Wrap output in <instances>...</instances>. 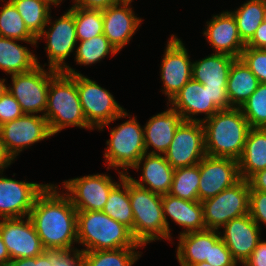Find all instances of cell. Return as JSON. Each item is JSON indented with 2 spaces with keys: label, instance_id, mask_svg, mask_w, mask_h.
<instances>
[{
  "label": "cell",
  "instance_id": "obj_53",
  "mask_svg": "<svg viewBox=\"0 0 266 266\" xmlns=\"http://www.w3.org/2000/svg\"><path fill=\"white\" fill-rule=\"evenodd\" d=\"M189 266H213L210 263L207 262H202V263H198V264H194V265H189Z\"/></svg>",
  "mask_w": 266,
  "mask_h": 266
},
{
  "label": "cell",
  "instance_id": "obj_39",
  "mask_svg": "<svg viewBox=\"0 0 266 266\" xmlns=\"http://www.w3.org/2000/svg\"><path fill=\"white\" fill-rule=\"evenodd\" d=\"M260 83H266V50L245 47L240 57Z\"/></svg>",
  "mask_w": 266,
  "mask_h": 266
},
{
  "label": "cell",
  "instance_id": "obj_11",
  "mask_svg": "<svg viewBox=\"0 0 266 266\" xmlns=\"http://www.w3.org/2000/svg\"><path fill=\"white\" fill-rule=\"evenodd\" d=\"M206 155L202 123L185 120L177 127L173 140L164 154L174 169L196 165Z\"/></svg>",
  "mask_w": 266,
  "mask_h": 266
},
{
  "label": "cell",
  "instance_id": "obj_40",
  "mask_svg": "<svg viewBox=\"0 0 266 266\" xmlns=\"http://www.w3.org/2000/svg\"><path fill=\"white\" fill-rule=\"evenodd\" d=\"M23 114L20 104L7 90L0 98V126L21 117Z\"/></svg>",
  "mask_w": 266,
  "mask_h": 266
},
{
  "label": "cell",
  "instance_id": "obj_46",
  "mask_svg": "<svg viewBox=\"0 0 266 266\" xmlns=\"http://www.w3.org/2000/svg\"><path fill=\"white\" fill-rule=\"evenodd\" d=\"M243 266H266V241H259Z\"/></svg>",
  "mask_w": 266,
  "mask_h": 266
},
{
  "label": "cell",
  "instance_id": "obj_17",
  "mask_svg": "<svg viewBox=\"0 0 266 266\" xmlns=\"http://www.w3.org/2000/svg\"><path fill=\"white\" fill-rule=\"evenodd\" d=\"M0 175V218L29 216L36 197L48 184L16 181Z\"/></svg>",
  "mask_w": 266,
  "mask_h": 266
},
{
  "label": "cell",
  "instance_id": "obj_49",
  "mask_svg": "<svg viewBox=\"0 0 266 266\" xmlns=\"http://www.w3.org/2000/svg\"><path fill=\"white\" fill-rule=\"evenodd\" d=\"M250 190L266 192V169L260 170L248 179Z\"/></svg>",
  "mask_w": 266,
  "mask_h": 266
},
{
  "label": "cell",
  "instance_id": "obj_23",
  "mask_svg": "<svg viewBox=\"0 0 266 266\" xmlns=\"http://www.w3.org/2000/svg\"><path fill=\"white\" fill-rule=\"evenodd\" d=\"M140 165H142L143 169L140 168ZM139 168L142 171L140 180H135L127 175L132 182L161 196L169 193L173 181L174 168L167 162L164 155L145 153L134 167L137 171Z\"/></svg>",
  "mask_w": 266,
  "mask_h": 266
},
{
  "label": "cell",
  "instance_id": "obj_18",
  "mask_svg": "<svg viewBox=\"0 0 266 266\" xmlns=\"http://www.w3.org/2000/svg\"><path fill=\"white\" fill-rule=\"evenodd\" d=\"M221 239L238 263L249 259L253 250L261 240V228L252 220L250 214L228 221L224 226Z\"/></svg>",
  "mask_w": 266,
  "mask_h": 266
},
{
  "label": "cell",
  "instance_id": "obj_42",
  "mask_svg": "<svg viewBox=\"0 0 266 266\" xmlns=\"http://www.w3.org/2000/svg\"><path fill=\"white\" fill-rule=\"evenodd\" d=\"M205 262L213 266H236L237 262L231 252L220 238L214 245H210L209 260Z\"/></svg>",
  "mask_w": 266,
  "mask_h": 266
},
{
  "label": "cell",
  "instance_id": "obj_45",
  "mask_svg": "<svg viewBox=\"0 0 266 266\" xmlns=\"http://www.w3.org/2000/svg\"><path fill=\"white\" fill-rule=\"evenodd\" d=\"M73 6L85 9L105 10L106 8L122 3L121 0H74Z\"/></svg>",
  "mask_w": 266,
  "mask_h": 266
},
{
  "label": "cell",
  "instance_id": "obj_21",
  "mask_svg": "<svg viewBox=\"0 0 266 266\" xmlns=\"http://www.w3.org/2000/svg\"><path fill=\"white\" fill-rule=\"evenodd\" d=\"M185 121L203 122L211 118L220 109L212 102L208 90L203 84L191 78L169 101ZM205 114V119L193 118V115Z\"/></svg>",
  "mask_w": 266,
  "mask_h": 266
},
{
  "label": "cell",
  "instance_id": "obj_25",
  "mask_svg": "<svg viewBox=\"0 0 266 266\" xmlns=\"http://www.w3.org/2000/svg\"><path fill=\"white\" fill-rule=\"evenodd\" d=\"M218 230L206 229L179 235L176 256L180 266H189L209 260L210 245L220 238Z\"/></svg>",
  "mask_w": 266,
  "mask_h": 266
},
{
  "label": "cell",
  "instance_id": "obj_13",
  "mask_svg": "<svg viewBox=\"0 0 266 266\" xmlns=\"http://www.w3.org/2000/svg\"><path fill=\"white\" fill-rule=\"evenodd\" d=\"M106 174H94L69 179L63 182L77 211H102L107 202L109 193L117 185Z\"/></svg>",
  "mask_w": 266,
  "mask_h": 266
},
{
  "label": "cell",
  "instance_id": "obj_2",
  "mask_svg": "<svg viewBox=\"0 0 266 266\" xmlns=\"http://www.w3.org/2000/svg\"><path fill=\"white\" fill-rule=\"evenodd\" d=\"M201 123L204 128L206 154L238 161L251 129L241 109L219 110Z\"/></svg>",
  "mask_w": 266,
  "mask_h": 266
},
{
  "label": "cell",
  "instance_id": "obj_52",
  "mask_svg": "<svg viewBox=\"0 0 266 266\" xmlns=\"http://www.w3.org/2000/svg\"><path fill=\"white\" fill-rule=\"evenodd\" d=\"M6 79L0 78V98L7 91V85L5 84Z\"/></svg>",
  "mask_w": 266,
  "mask_h": 266
},
{
  "label": "cell",
  "instance_id": "obj_10",
  "mask_svg": "<svg viewBox=\"0 0 266 266\" xmlns=\"http://www.w3.org/2000/svg\"><path fill=\"white\" fill-rule=\"evenodd\" d=\"M53 134L43 115L23 114L13 121L0 126V137L6 153L14 161L19 153L30 145Z\"/></svg>",
  "mask_w": 266,
  "mask_h": 266
},
{
  "label": "cell",
  "instance_id": "obj_35",
  "mask_svg": "<svg viewBox=\"0 0 266 266\" xmlns=\"http://www.w3.org/2000/svg\"><path fill=\"white\" fill-rule=\"evenodd\" d=\"M199 163L174 169L173 181L168 194L189 201H199Z\"/></svg>",
  "mask_w": 266,
  "mask_h": 266
},
{
  "label": "cell",
  "instance_id": "obj_43",
  "mask_svg": "<svg viewBox=\"0 0 266 266\" xmlns=\"http://www.w3.org/2000/svg\"><path fill=\"white\" fill-rule=\"evenodd\" d=\"M9 266H56V250H45L36 257L13 259Z\"/></svg>",
  "mask_w": 266,
  "mask_h": 266
},
{
  "label": "cell",
  "instance_id": "obj_51",
  "mask_svg": "<svg viewBox=\"0 0 266 266\" xmlns=\"http://www.w3.org/2000/svg\"><path fill=\"white\" fill-rule=\"evenodd\" d=\"M11 259L0 234V266H9Z\"/></svg>",
  "mask_w": 266,
  "mask_h": 266
},
{
  "label": "cell",
  "instance_id": "obj_7",
  "mask_svg": "<svg viewBox=\"0 0 266 266\" xmlns=\"http://www.w3.org/2000/svg\"><path fill=\"white\" fill-rule=\"evenodd\" d=\"M110 135V139L106 141L108 147L104 153L106 163H108L107 169L120 167L123 169L121 172L128 175L127 170L130 167L133 169L146 153L144 128L139 125L136 117H133L117 128L111 129Z\"/></svg>",
  "mask_w": 266,
  "mask_h": 266
},
{
  "label": "cell",
  "instance_id": "obj_37",
  "mask_svg": "<svg viewBox=\"0 0 266 266\" xmlns=\"http://www.w3.org/2000/svg\"><path fill=\"white\" fill-rule=\"evenodd\" d=\"M74 21L78 41L103 34L102 10L74 7Z\"/></svg>",
  "mask_w": 266,
  "mask_h": 266
},
{
  "label": "cell",
  "instance_id": "obj_41",
  "mask_svg": "<svg viewBox=\"0 0 266 266\" xmlns=\"http://www.w3.org/2000/svg\"><path fill=\"white\" fill-rule=\"evenodd\" d=\"M249 214L259 227L266 224V192L250 190Z\"/></svg>",
  "mask_w": 266,
  "mask_h": 266
},
{
  "label": "cell",
  "instance_id": "obj_50",
  "mask_svg": "<svg viewBox=\"0 0 266 266\" xmlns=\"http://www.w3.org/2000/svg\"><path fill=\"white\" fill-rule=\"evenodd\" d=\"M12 161V158L6 153L0 137V174L3 172L4 168L6 169V167L13 163Z\"/></svg>",
  "mask_w": 266,
  "mask_h": 266
},
{
  "label": "cell",
  "instance_id": "obj_26",
  "mask_svg": "<svg viewBox=\"0 0 266 266\" xmlns=\"http://www.w3.org/2000/svg\"><path fill=\"white\" fill-rule=\"evenodd\" d=\"M234 58L231 55L213 53L192 63V78L204 88L226 89L228 74Z\"/></svg>",
  "mask_w": 266,
  "mask_h": 266
},
{
  "label": "cell",
  "instance_id": "obj_5",
  "mask_svg": "<svg viewBox=\"0 0 266 266\" xmlns=\"http://www.w3.org/2000/svg\"><path fill=\"white\" fill-rule=\"evenodd\" d=\"M129 198L134 215L131 232L138 244L144 246L155 240H167L162 196L136 185L129 178Z\"/></svg>",
  "mask_w": 266,
  "mask_h": 266
},
{
  "label": "cell",
  "instance_id": "obj_15",
  "mask_svg": "<svg viewBox=\"0 0 266 266\" xmlns=\"http://www.w3.org/2000/svg\"><path fill=\"white\" fill-rule=\"evenodd\" d=\"M199 173L198 195L200 202L216 196L241 179L238 161L232 158L206 155L199 162Z\"/></svg>",
  "mask_w": 266,
  "mask_h": 266
},
{
  "label": "cell",
  "instance_id": "obj_47",
  "mask_svg": "<svg viewBox=\"0 0 266 266\" xmlns=\"http://www.w3.org/2000/svg\"><path fill=\"white\" fill-rule=\"evenodd\" d=\"M208 90V94L212 102L220 109L227 110L231 109L230 102L227 97L226 89H213L205 88Z\"/></svg>",
  "mask_w": 266,
  "mask_h": 266
},
{
  "label": "cell",
  "instance_id": "obj_55",
  "mask_svg": "<svg viewBox=\"0 0 266 266\" xmlns=\"http://www.w3.org/2000/svg\"><path fill=\"white\" fill-rule=\"evenodd\" d=\"M122 2H132V0H121Z\"/></svg>",
  "mask_w": 266,
  "mask_h": 266
},
{
  "label": "cell",
  "instance_id": "obj_8",
  "mask_svg": "<svg viewBox=\"0 0 266 266\" xmlns=\"http://www.w3.org/2000/svg\"><path fill=\"white\" fill-rule=\"evenodd\" d=\"M250 185L240 179L214 197L202 201L205 228L219 230L230 220L249 214Z\"/></svg>",
  "mask_w": 266,
  "mask_h": 266
},
{
  "label": "cell",
  "instance_id": "obj_29",
  "mask_svg": "<svg viewBox=\"0 0 266 266\" xmlns=\"http://www.w3.org/2000/svg\"><path fill=\"white\" fill-rule=\"evenodd\" d=\"M16 41L0 36V69L10 75L28 72L38 63L36 55Z\"/></svg>",
  "mask_w": 266,
  "mask_h": 266
},
{
  "label": "cell",
  "instance_id": "obj_28",
  "mask_svg": "<svg viewBox=\"0 0 266 266\" xmlns=\"http://www.w3.org/2000/svg\"><path fill=\"white\" fill-rule=\"evenodd\" d=\"M260 84L241 58H236L229 70L226 92L232 108H240Z\"/></svg>",
  "mask_w": 266,
  "mask_h": 266
},
{
  "label": "cell",
  "instance_id": "obj_22",
  "mask_svg": "<svg viewBox=\"0 0 266 266\" xmlns=\"http://www.w3.org/2000/svg\"><path fill=\"white\" fill-rule=\"evenodd\" d=\"M163 217L167 228V240H170V228L167 216L179 226L185 227L180 235L206 230L203 206L200 201L184 200L170 194L162 195Z\"/></svg>",
  "mask_w": 266,
  "mask_h": 266
},
{
  "label": "cell",
  "instance_id": "obj_34",
  "mask_svg": "<svg viewBox=\"0 0 266 266\" xmlns=\"http://www.w3.org/2000/svg\"><path fill=\"white\" fill-rule=\"evenodd\" d=\"M138 248L83 252V266H132L141 256Z\"/></svg>",
  "mask_w": 266,
  "mask_h": 266
},
{
  "label": "cell",
  "instance_id": "obj_31",
  "mask_svg": "<svg viewBox=\"0 0 266 266\" xmlns=\"http://www.w3.org/2000/svg\"><path fill=\"white\" fill-rule=\"evenodd\" d=\"M24 20L29 32L37 39L47 26L50 15L48 0H9Z\"/></svg>",
  "mask_w": 266,
  "mask_h": 266
},
{
  "label": "cell",
  "instance_id": "obj_3",
  "mask_svg": "<svg viewBox=\"0 0 266 266\" xmlns=\"http://www.w3.org/2000/svg\"><path fill=\"white\" fill-rule=\"evenodd\" d=\"M77 243L82 252L142 247L131 230L103 211H77Z\"/></svg>",
  "mask_w": 266,
  "mask_h": 266
},
{
  "label": "cell",
  "instance_id": "obj_12",
  "mask_svg": "<svg viewBox=\"0 0 266 266\" xmlns=\"http://www.w3.org/2000/svg\"><path fill=\"white\" fill-rule=\"evenodd\" d=\"M51 18L49 16L47 21V25L51 24V27L47 30L44 28L37 41L43 36L47 39L45 50H47L46 53L49 59L48 66L50 69L60 72L67 68L68 65L64 61L74 51L78 43L74 21V6L55 21L51 22Z\"/></svg>",
  "mask_w": 266,
  "mask_h": 266
},
{
  "label": "cell",
  "instance_id": "obj_30",
  "mask_svg": "<svg viewBox=\"0 0 266 266\" xmlns=\"http://www.w3.org/2000/svg\"><path fill=\"white\" fill-rule=\"evenodd\" d=\"M118 173L121 182L109 193L107 202L102 211L132 231L134 215L129 198V177L121 171Z\"/></svg>",
  "mask_w": 266,
  "mask_h": 266
},
{
  "label": "cell",
  "instance_id": "obj_32",
  "mask_svg": "<svg viewBox=\"0 0 266 266\" xmlns=\"http://www.w3.org/2000/svg\"><path fill=\"white\" fill-rule=\"evenodd\" d=\"M265 12L266 0H249L237 8V11L231 12L235 17L239 35L245 44L264 21Z\"/></svg>",
  "mask_w": 266,
  "mask_h": 266
},
{
  "label": "cell",
  "instance_id": "obj_36",
  "mask_svg": "<svg viewBox=\"0 0 266 266\" xmlns=\"http://www.w3.org/2000/svg\"><path fill=\"white\" fill-rule=\"evenodd\" d=\"M78 42H80V44L75 51V60L77 64H95L108 56V54L114 55L118 53L104 34Z\"/></svg>",
  "mask_w": 266,
  "mask_h": 266
},
{
  "label": "cell",
  "instance_id": "obj_19",
  "mask_svg": "<svg viewBox=\"0 0 266 266\" xmlns=\"http://www.w3.org/2000/svg\"><path fill=\"white\" fill-rule=\"evenodd\" d=\"M131 2H122L102 10L103 34L119 52L135 34L141 25L142 19L135 16L129 5Z\"/></svg>",
  "mask_w": 266,
  "mask_h": 266
},
{
  "label": "cell",
  "instance_id": "obj_44",
  "mask_svg": "<svg viewBox=\"0 0 266 266\" xmlns=\"http://www.w3.org/2000/svg\"><path fill=\"white\" fill-rule=\"evenodd\" d=\"M56 266H83L82 250H56Z\"/></svg>",
  "mask_w": 266,
  "mask_h": 266
},
{
  "label": "cell",
  "instance_id": "obj_4",
  "mask_svg": "<svg viewBox=\"0 0 266 266\" xmlns=\"http://www.w3.org/2000/svg\"><path fill=\"white\" fill-rule=\"evenodd\" d=\"M44 117L53 135L69 126L93 130L83 113L75 79L63 71L50 80Z\"/></svg>",
  "mask_w": 266,
  "mask_h": 266
},
{
  "label": "cell",
  "instance_id": "obj_14",
  "mask_svg": "<svg viewBox=\"0 0 266 266\" xmlns=\"http://www.w3.org/2000/svg\"><path fill=\"white\" fill-rule=\"evenodd\" d=\"M0 234L11 260L36 257L46 250L29 216L25 221L23 217L2 219Z\"/></svg>",
  "mask_w": 266,
  "mask_h": 266
},
{
  "label": "cell",
  "instance_id": "obj_38",
  "mask_svg": "<svg viewBox=\"0 0 266 266\" xmlns=\"http://www.w3.org/2000/svg\"><path fill=\"white\" fill-rule=\"evenodd\" d=\"M240 109L251 128H266V83H260Z\"/></svg>",
  "mask_w": 266,
  "mask_h": 266
},
{
  "label": "cell",
  "instance_id": "obj_9",
  "mask_svg": "<svg viewBox=\"0 0 266 266\" xmlns=\"http://www.w3.org/2000/svg\"><path fill=\"white\" fill-rule=\"evenodd\" d=\"M45 70L40 63H37L32 70L12 74V86H7V90L20 104L24 114H45L47 108L48 90L50 80L59 72L53 69Z\"/></svg>",
  "mask_w": 266,
  "mask_h": 266
},
{
  "label": "cell",
  "instance_id": "obj_20",
  "mask_svg": "<svg viewBox=\"0 0 266 266\" xmlns=\"http://www.w3.org/2000/svg\"><path fill=\"white\" fill-rule=\"evenodd\" d=\"M206 23L208 24L203 35L206 36L216 53L240 58L242 51L245 49V43L239 35L237 23L231 11L214 15Z\"/></svg>",
  "mask_w": 266,
  "mask_h": 266
},
{
  "label": "cell",
  "instance_id": "obj_1",
  "mask_svg": "<svg viewBox=\"0 0 266 266\" xmlns=\"http://www.w3.org/2000/svg\"><path fill=\"white\" fill-rule=\"evenodd\" d=\"M48 184L36 197L29 214L46 250H68L77 242V210L70 198Z\"/></svg>",
  "mask_w": 266,
  "mask_h": 266
},
{
  "label": "cell",
  "instance_id": "obj_24",
  "mask_svg": "<svg viewBox=\"0 0 266 266\" xmlns=\"http://www.w3.org/2000/svg\"><path fill=\"white\" fill-rule=\"evenodd\" d=\"M182 121L181 114L173 108H168L166 111L151 117L144 126L146 153L151 146L154 150L150 151L149 154L164 155Z\"/></svg>",
  "mask_w": 266,
  "mask_h": 266
},
{
  "label": "cell",
  "instance_id": "obj_33",
  "mask_svg": "<svg viewBox=\"0 0 266 266\" xmlns=\"http://www.w3.org/2000/svg\"><path fill=\"white\" fill-rule=\"evenodd\" d=\"M0 36L34 46L37 44V39L29 32L21 15L10 1H7L0 11Z\"/></svg>",
  "mask_w": 266,
  "mask_h": 266
},
{
  "label": "cell",
  "instance_id": "obj_27",
  "mask_svg": "<svg viewBox=\"0 0 266 266\" xmlns=\"http://www.w3.org/2000/svg\"><path fill=\"white\" fill-rule=\"evenodd\" d=\"M238 166L240 178L245 180L266 169V128L249 130Z\"/></svg>",
  "mask_w": 266,
  "mask_h": 266
},
{
  "label": "cell",
  "instance_id": "obj_48",
  "mask_svg": "<svg viewBox=\"0 0 266 266\" xmlns=\"http://www.w3.org/2000/svg\"><path fill=\"white\" fill-rule=\"evenodd\" d=\"M245 47H253L259 49L266 48V22L263 21L256 29L252 38L245 44Z\"/></svg>",
  "mask_w": 266,
  "mask_h": 266
},
{
  "label": "cell",
  "instance_id": "obj_6",
  "mask_svg": "<svg viewBox=\"0 0 266 266\" xmlns=\"http://www.w3.org/2000/svg\"><path fill=\"white\" fill-rule=\"evenodd\" d=\"M71 75L77 84L80 103L87 123L94 129L100 131L111 122L126 118L129 114L122 108L113 95L79 72L72 69L69 65L63 71Z\"/></svg>",
  "mask_w": 266,
  "mask_h": 266
},
{
  "label": "cell",
  "instance_id": "obj_54",
  "mask_svg": "<svg viewBox=\"0 0 266 266\" xmlns=\"http://www.w3.org/2000/svg\"><path fill=\"white\" fill-rule=\"evenodd\" d=\"M50 1L51 3H53V5H59L61 3L62 0H48Z\"/></svg>",
  "mask_w": 266,
  "mask_h": 266
},
{
  "label": "cell",
  "instance_id": "obj_16",
  "mask_svg": "<svg viewBox=\"0 0 266 266\" xmlns=\"http://www.w3.org/2000/svg\"><path fill=\"white\" fill-rule=\"evenodd\" d=\"M161 63V79L168 102L192 78V62L182 41L171 35Z\"/></svg>",
  "mask_w": 266,
  "mask_h": 266
}]
</instances>
